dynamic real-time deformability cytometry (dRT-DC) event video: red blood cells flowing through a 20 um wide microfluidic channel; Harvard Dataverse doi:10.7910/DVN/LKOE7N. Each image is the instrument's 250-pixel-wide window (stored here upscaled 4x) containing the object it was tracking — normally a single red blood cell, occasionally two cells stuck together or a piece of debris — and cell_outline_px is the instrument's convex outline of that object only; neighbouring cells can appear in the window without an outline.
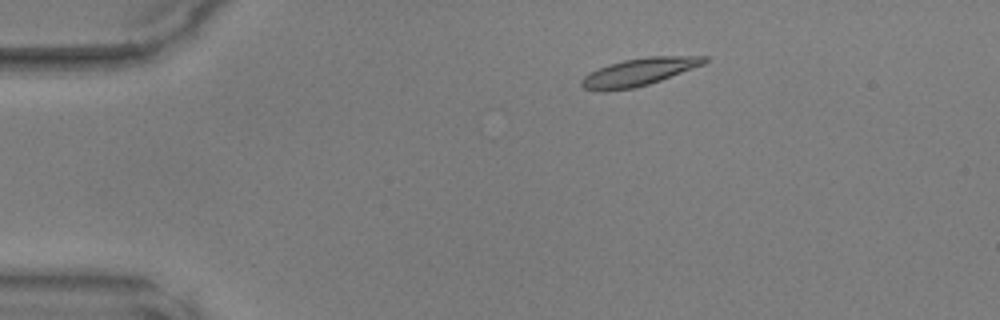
{"species": "common noctule bat (a hibernating species)", "species_latin": "Nyctalus noctula", "temperature_condition": "warm", "stored_images_in_passage": 39, "camera_frame_rate_fps": 3000, "um_per_image_px": 0.085, "animal": {"sex": "male", "body_mass_g": 17.9, "forearm_length_mm": 54.2}, "frame": {"image": 1, "passage_image": 1, "time_ms": 0.0, "image_size_px": [1000, 320], "cell_outline_px": [[708, 60], [704, 64], [660, 80], [636, 88], [604, 92], [600, 92], [584, 88], [580, 84], [580, 80], [584, 76], [608, 64], [624, 60], [648, 56], [708, 56]], "centroid_in_image_um": [54.28, 6.13], "position_along_channel_um": 30.7, "area_um2": 19.71}}
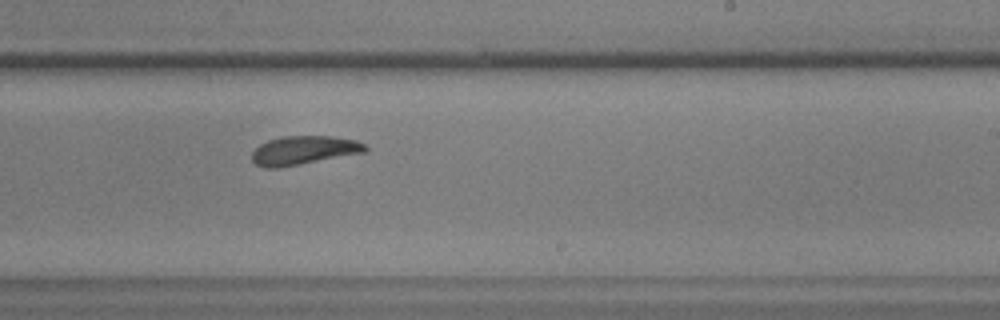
{"frame": {"image": 2, "passage_image": 22, "time_ms": 7.0, "image_size_px": [1000, 320], "cell_outline_px": [[368, 148], [364, 152], [276, 168], [264, 168], [256, 164], [252, 160], [252, 152], [260, 144], [268, 140], [284, 136], [332, 136], [356, 140], [364, 144]], "centroid_in_image_um": [25.79, 12.76], "position_along_channel_um": 263.2, "area_um2": 18.67}}